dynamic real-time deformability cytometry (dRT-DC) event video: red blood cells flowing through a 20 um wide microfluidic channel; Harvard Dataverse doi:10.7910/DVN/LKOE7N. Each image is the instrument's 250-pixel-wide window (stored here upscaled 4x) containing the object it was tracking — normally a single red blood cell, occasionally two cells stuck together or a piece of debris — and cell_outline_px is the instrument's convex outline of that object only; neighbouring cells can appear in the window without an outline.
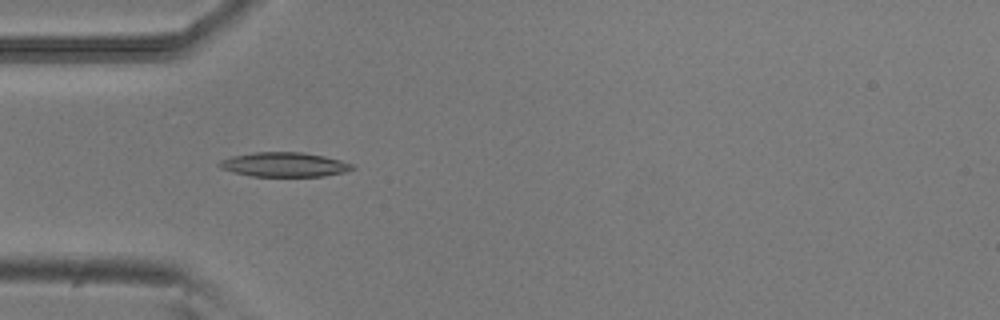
{"species": "common noctule bat (a hibernating species)", "species_latin": "Nyctalus noctula", "temperature_condition": "room temperature", "stored_images_in_passage": 41, "camera_frame_rate_fps": 3000, "um_per_image_px": 0.085, "animal": {"sex": "male", "body_mass_g": 20.5, "forearm_length_mm": 52.5}, "frame": {"image": 1, "passage_image": 5, "time_ms": 1.333, "image_size_px": [1000, 320], "cell_outline_px": [[356, 168], [344, 172], [324, 176], [252, 176], [232, 172], [220, 168], [216, 164], [220, 160], [232, 156], [252, 152], [300, 152], [324, 156], [340, 160], [352, 164]], "centroid_in_image_um": [24.12, 13.99], "position_along_channel_um": 60.9, "area_um2": 18.96}}
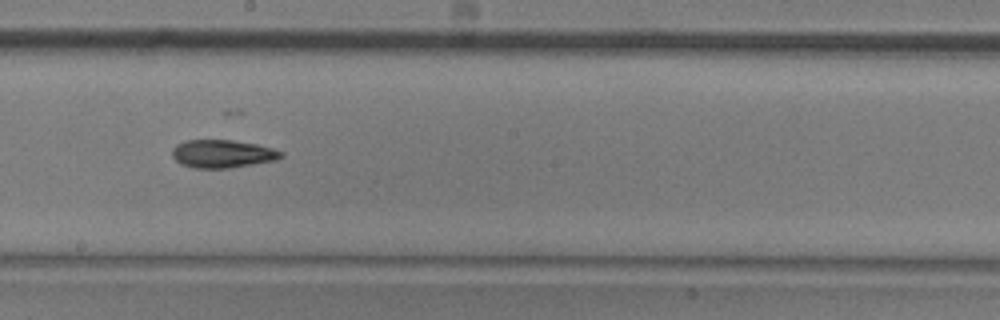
{"frame": {"image": 2, "passage_image": 18, "time_ms": 5.667, "image_size_px": [1000, 320], "cell_outline_px": [[284, 156], [276, 160], [228, 168], [192, 168], [180, 164], [172, 156], [172, 148], [176, 144], [184, 140], [232, 140], [256, 144], [272, 148], [284, 152]], "centroid_in_image_um": [18.89, 13.07], "position_along_channel_um": 229.3, "area_um2": 17.86}}
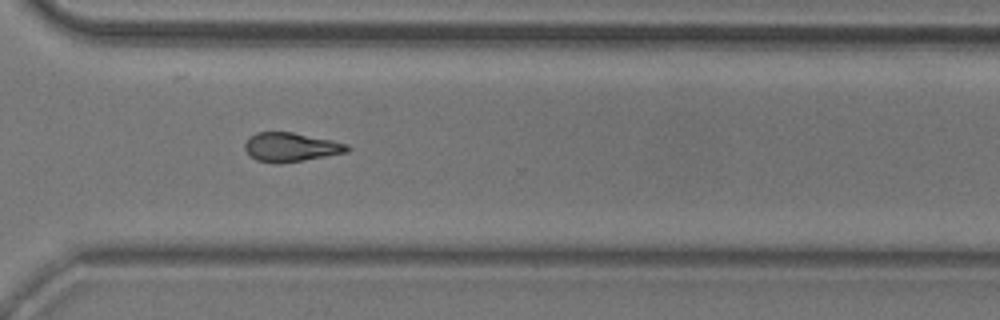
{"frame": {"image": 3, "passage_image": 27, "time_ms": 8.667, "image_size_px": [1000, 320], "cell_outline_px": [[352, 148], [348, 152], [304, 160], [280, 164], [276, 164], [256, 160], [244, 148], [244, 144], [248, 136], [256, 132], [292, 132], [332, 140], [348, 144]], "centroid_in_image_um": [24.72, 12.5], "position_along_channel_um": 345.9, "area_um2": 17.46}, "authors_computed_cell_mechanics": {"area_um2": 17.4556, "velocity_mm_per_s": 3.9024, "shape_relaxation_time_tau1_ms": 5.3905, "shape_relaxation_time_tau2_ms": null, "deformation_change_tau1": 0.167, "deformation_change_tau2": null}}